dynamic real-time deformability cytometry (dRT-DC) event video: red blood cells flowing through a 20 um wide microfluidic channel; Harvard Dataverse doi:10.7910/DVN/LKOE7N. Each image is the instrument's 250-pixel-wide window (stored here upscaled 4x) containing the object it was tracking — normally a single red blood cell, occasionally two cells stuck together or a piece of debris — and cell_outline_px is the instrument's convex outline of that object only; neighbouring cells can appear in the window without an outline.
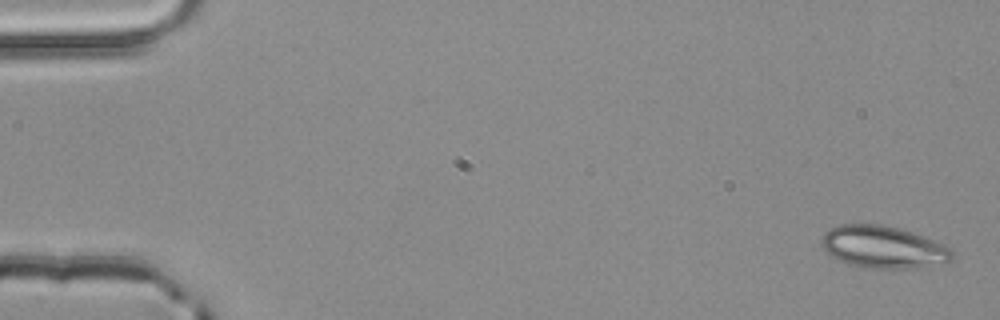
{"species": "common noctule bat (a hibernating species)", "species_latin": "Nyctalus noctula", "temperature_condition": "room temperature", "stored_images_in_passage": 5, "segment_of_instrument_passage": [1, 2], "camera_frame_rate_fps": 3000, "um_per_image_px": 0.085, "animal": {"sex": "male", "body_mass_g": 20.4}, "frame": {"image": 1, "passage_image": 1, "time_ms": 0.0, "image_size_px": [1000, 320], "cell_outline_px": [[952, 256], [944, 264], [916, 268], [868, 268], [852, 264], [840, 260], [832, 256], [820, 244], [820, 236], [824, 232], [840, 224], [884, 224], [900, 228], [944, 244], [952, 248]], "centroid_in_image_um": [75.07, 20.99], "position_along_channel_um": 9.9, "area_um2": 32.14}}